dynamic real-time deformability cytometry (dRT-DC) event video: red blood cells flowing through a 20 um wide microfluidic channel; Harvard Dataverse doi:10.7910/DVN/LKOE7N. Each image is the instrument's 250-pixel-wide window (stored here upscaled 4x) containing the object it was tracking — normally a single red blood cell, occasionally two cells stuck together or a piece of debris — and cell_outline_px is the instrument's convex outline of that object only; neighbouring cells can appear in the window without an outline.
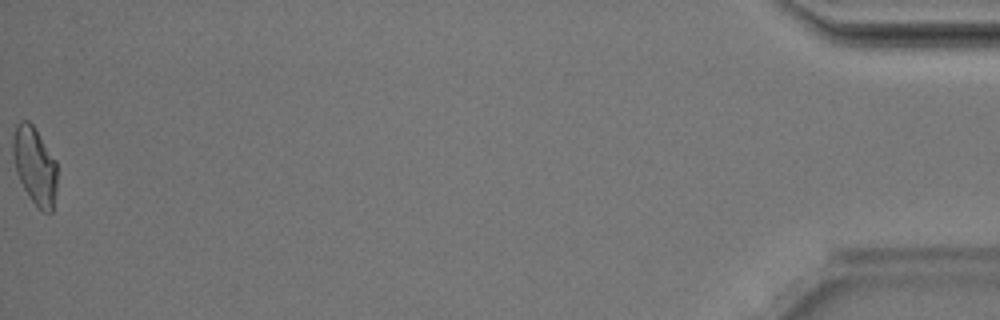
{"species": "Egyptian fruit bat (a non-hibernating species)", "species_latin": "Rousettus aegyptiacus", "temperature_condition": "room temperature", "stored_images_in_passage": 38, "camera_frame_rate_fps": 3000, "um_per_image_px": 0.085, "animal": {"sex": "male"}, "frame": {"image": 1, "passage_image": 38, "time_ms": 12.333, "image_size_px": [1000, 320], "cell_outline_px": [[56, 192], [52, 212], [44, 212], [32, 200], [24, 188], [16, 172], [12, 156], [12, 136], [16, 124], [20, 120], [28, 120], [32, 124], [56, 160]], "centroid_in_image_um": [2.93, 14.04], "position_along_channel_um": 432.3, "area_um2": 19.94}, "authors_computed_cell_mechanics": {"area_um2": 20.3456, "velocity_mm_per_s": 4.193, "shape_relaxation_time_tau1_ms": 3.5388, "shape_relaxation_time_tau2_ms": 1.2925, "deformation_change_tau1": 0.1478, "deformation_change_tau2": 0.0892}}